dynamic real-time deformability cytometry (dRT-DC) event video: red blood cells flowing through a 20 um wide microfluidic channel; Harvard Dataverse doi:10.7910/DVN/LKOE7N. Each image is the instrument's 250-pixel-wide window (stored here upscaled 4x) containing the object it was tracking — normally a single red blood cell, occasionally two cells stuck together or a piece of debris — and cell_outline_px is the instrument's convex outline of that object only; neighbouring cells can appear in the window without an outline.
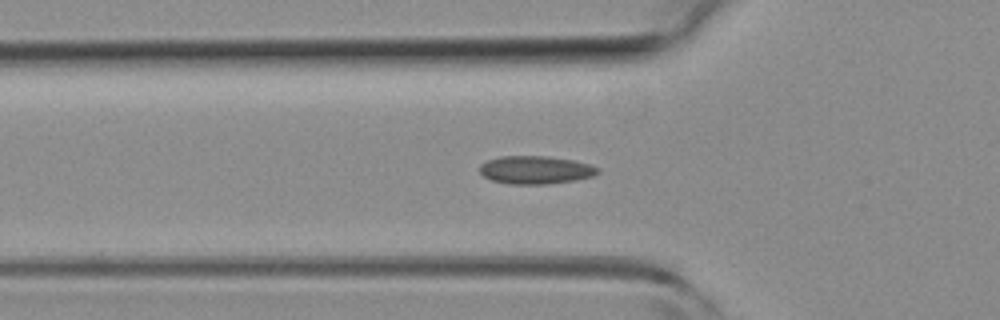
{"species": "common noctule bat (a hibernating species)", "species_latin": "Nyctalus noctula", "temperature_condition": "room temperature", "stored_images_in_passage": 40, "camera_frame_rate_fps": 3000, "um_per_image_px": 0.085, "animal": {"sex": "female", "body_mass_g": 19.3, "forearm_length_mm": 54.1}, "frame": {"image": 1, "passage_image": 15, "time_ms": 4.667, "image_size_px": [1000, 320], "cell_outline_px": [[600, 172], [592, 176], [572, 180], [548, 184], [508, 184], [492, 180], [484, 176], [480, 172], [480, 164], [488, 160], [500, 156], [548, 156], [572, 160], [592, 164], [600, 168]], "centroid_in_image_um": [45.53, 14.44], "position_along_channel_um": 80.3, "area_um2": 19.31}}
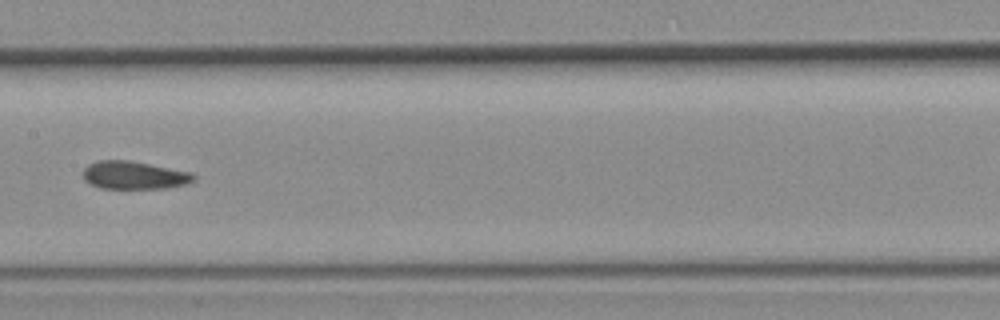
{"frame": {"image": 2, "passage_image": 23, "time_ms": 7.333, "image_size_px": [1000, 320], "cell_outline_px": [[196, 180], [184, 184], [168, 188], [100, 188], [84, 180], [84, 168], [88, 164], [96, 160], [128, 160], [192, 172], [196, 176]], "centroid_in_image_um": [11.41, 14.88], "position_along_channel_um": 196.0, "area_um2": 17.98}}
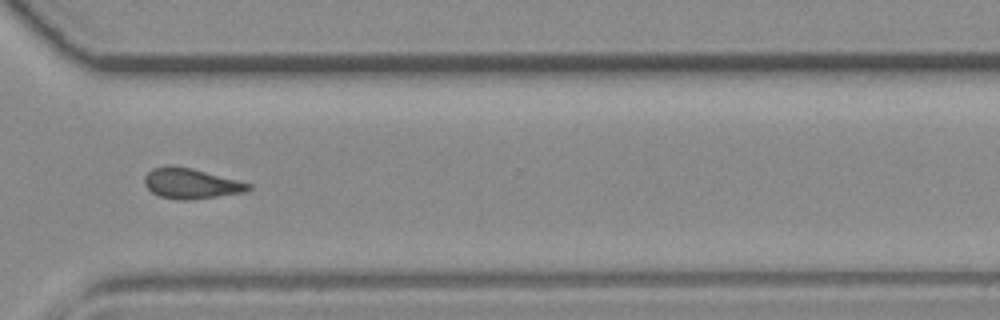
{"frame": {"image": 3, "passage_image": 34, "time_ms": 11.0, "image_size_px": [1000, 320], "cell_outline_px": [[252, 188], [244, 192], [188, 200], [180, 200], [160, 196], [152, 192], [144, 184], [144, 176], [152, 168], [192, 168], [240, 180], [252, 184]], "centroid_in_image_um": [16.28, 15.62], "position_along_channel_um": 354.3, "area_um2": 17.92}, "authors_computed_cell_mechanics": {"area_um2": 18.4382, "velocity_mm_per_s": 4.313, "shape_relaxation_time_tau1_ms": null, "shape_relaxation_time_tau2_ms": 4.1881, "deformation_change_tau1": null, "deformation_change_tau2": 0.0725}}